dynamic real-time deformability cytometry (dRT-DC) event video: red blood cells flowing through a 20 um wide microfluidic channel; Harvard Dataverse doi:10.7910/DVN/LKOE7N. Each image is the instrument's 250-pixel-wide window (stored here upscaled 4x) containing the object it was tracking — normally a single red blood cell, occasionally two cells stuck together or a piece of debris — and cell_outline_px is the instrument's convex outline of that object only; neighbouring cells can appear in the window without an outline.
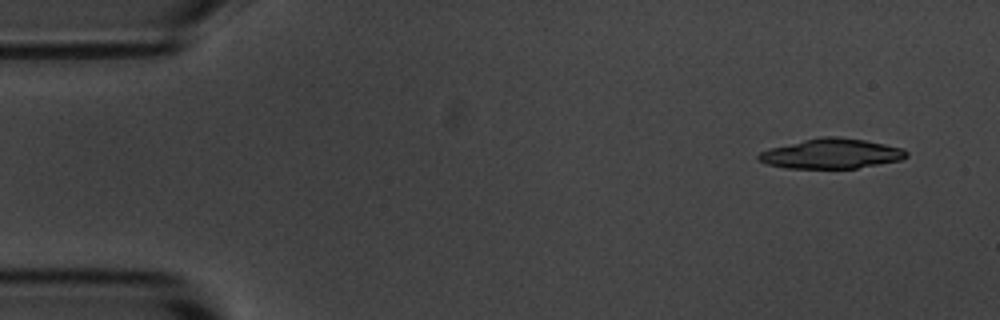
{"species": "common noctule bat (a hibernating species)", "species_latin": "Nyctalus noctula", "temperature_condition": "room temperature", "stored_images_in_passage": 4, "camera_frame_rate_fps": 3000, "um_per_image_px": 0.085, "animal": {"sex": "male", "body_mass_g": 20.1, "forearm_length_mm": 53.5}, "frame": {"image": 1, "passage_image": 1, "time_ms": 0.0, "image_size_px": [1000, 320], "cell_outline_px": [[908, 156], [900, 160], [856, 168], [784, 168], [768, 164], [756, 160], [756, 156], [760, 152], [768, 148], [820, 136], [840, 136], [864, 140], [904, 148], [908, 152]], "centroid_in_image_um": [70.63, 13.05], "position_along_channel_um": 14.4, "area_um2": 25.89}}